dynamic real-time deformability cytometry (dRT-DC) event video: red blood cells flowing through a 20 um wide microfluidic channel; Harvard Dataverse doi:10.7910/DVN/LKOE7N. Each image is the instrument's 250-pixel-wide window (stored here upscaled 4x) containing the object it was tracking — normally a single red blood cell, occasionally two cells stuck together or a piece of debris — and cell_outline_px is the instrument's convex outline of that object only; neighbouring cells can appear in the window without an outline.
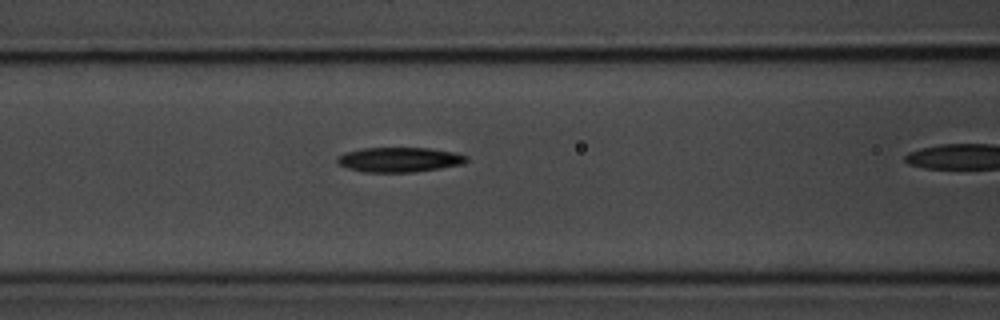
{"species": "common noctule bat (a hibernating species)", "species_latin": "Nyctalus noctula", "temperature_condition": "room temperature", "stored_images_in_passage": 8, "camera_frame_rate_fps": 3000, "um_per_image_px": 0.085, "animal": {"sex": "male", "body_mass_g": 20.1, "forearm_length_mm": 53.5}, "frame": {"image": 1, "passage_image": 7, "time_ms": 8.0, "image_size_px": [1000, 320], "cell_outline_px": [[468, 160], [464, 164], [416, 172], [364, 172], [348, 168], [340, 164], [336, 160], [336, 156], [344, 152], [364, 148], [428, 148], [456, 152], [468, 156]], "centroid_in_image_um": [33.96, 13.57], "position_along_channel_um": 132.6, "area_um2": 18.79}}